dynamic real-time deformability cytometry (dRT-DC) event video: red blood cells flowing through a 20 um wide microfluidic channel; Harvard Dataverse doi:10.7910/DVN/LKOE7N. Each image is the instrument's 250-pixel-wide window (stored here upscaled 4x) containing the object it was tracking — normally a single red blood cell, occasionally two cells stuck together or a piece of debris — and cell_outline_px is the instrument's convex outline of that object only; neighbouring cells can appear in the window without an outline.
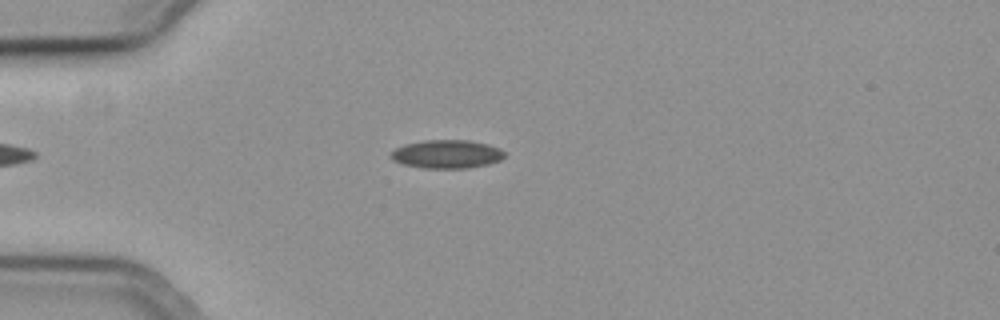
{"species": "common noctule bat (a hibernating species)", "species_latin": "Nyctalus noctula", "temperature_condition": "cold", "stored_images_in_passage": 51, "camera_frame_rate_fps": 3000, "um_per_image_px": 0.085, "animal": {"sex": "female", "body_mass_g": 19.3, "forearm_length_mm": 54.1}, "frame": {"image": 1, "passage_image": 10, "time_ms": 3.0, "image_size_px": [1000, 320], "cell_outline_px": [[504, 156], [500, 160], [488, 164], [468, 168], [424, 168], [404, 164], [392, 160], [388, 156], [396, 148], [404, 144], [424, 140], [468, 140], [488, 144], [500, 148], [504, 152]], "centroid_in_image_um": [37.97, 13.09], "position_along_channel_um": 47.0, "area_um2": 18.84}}
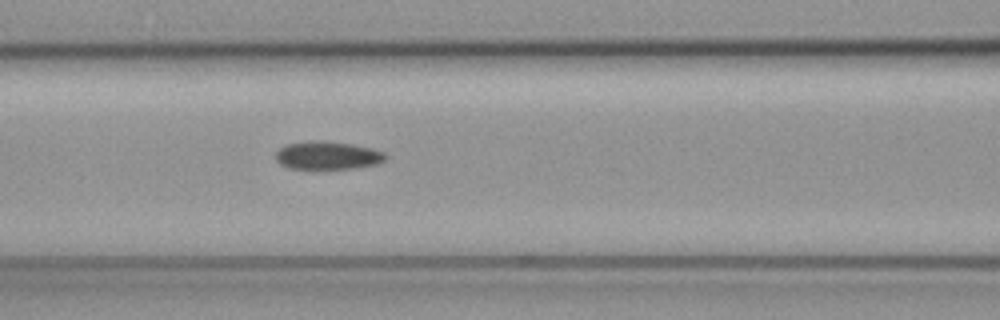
{"frame": {"image": 2, "passage_image": 19, "time_ms": 6.0, "image_size_px": [1000, 320], "cell_outline_px": [[388, 156], [384, 160], [376, 164], [356, 168], [288, 168], [280, 164], [276, 160], [276, 152], [280, 148], [288, 144], [308, 140], [320, 140], [352, 144], [372, 148], [384, 152]], "centroid_in_image_um": [27.85, 13.2], "position_along_channel_um": 138.8, "area_um2": 17.92}}
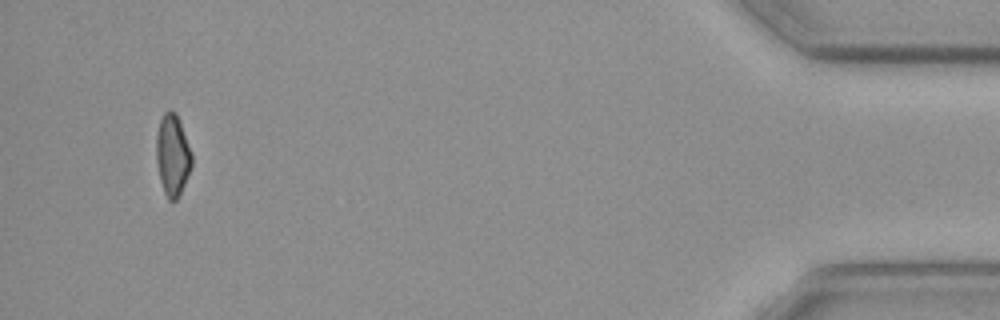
{"frame": {"image": 3, "passage_image": 48, "time_ms": 15.667, "image_size_px": [1000, 320], "cell_outline_px": [[192, 164], [184, 184], [176, 200], [168, 200], [164, 192], [160, 180], [156, 160], [156, 136], [160, 120], [164, 112], [168, 108], [176, 112], [192, 152]], "centroid_in_image_um": [14.66, 13.14], "position_along_channel_um": 420.5, "area_um2": 16.82}}